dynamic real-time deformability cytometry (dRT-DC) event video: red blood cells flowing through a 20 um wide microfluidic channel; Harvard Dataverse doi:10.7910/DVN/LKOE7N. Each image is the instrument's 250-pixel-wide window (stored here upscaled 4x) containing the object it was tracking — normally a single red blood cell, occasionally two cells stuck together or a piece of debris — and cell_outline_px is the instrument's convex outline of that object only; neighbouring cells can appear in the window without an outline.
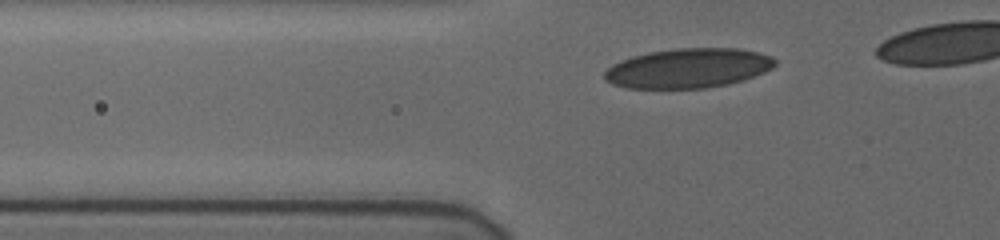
{"species": "human", "species_latin": "Homo sapiens", "temperature_condition": "cold", "stored_images_in_passage": 35, "camera_frame_rate_fps": 3000, "um_per_image_px": 0.085, "donor": {"sex": "female"}, "frame": {"image": 1, "passage_image": 5, "time_ms": 1.333, "image_size_px": [1000, 240], "cell_outline_px": [[776, 64], [772, 68], [764, 72], [744, 80], [728, 84], [704, 88], [628, 88], [612, 84], [604, 80], [604, 72], [612, 64], [620, 60], [632, 56], [648, 52], [676, 48], [740, 48], [772, 56], [776, 60]], "centroid_in_image_um": [58.49, 5.79], "position_along_channel_um": 67.3, "area_um2": 39.54}}
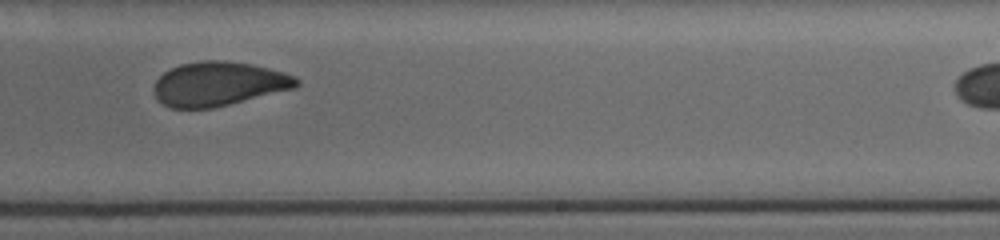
{"frame": {"image": 2, "passage_image": 22, "time_ms": 7.0, "image_size_px": [1000, 240], "cell_outline_px": [[300, 84], [296, 88], [212, 108], [168, 108], [156, 96], [152, 88], [156, 80], [164, 72], [180, 64], [204, 60], [224, 60], [252, 64], [284, 72], [296, 76], [300, 80]], "centroid_in_image_um": [18.6, 7.12], "position_along_channel_um": 270.4, "area_um2": 36.76}}
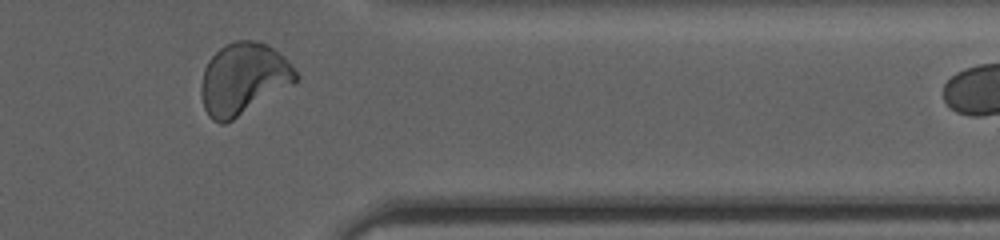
{"frame": {"image": 3, "passage_image": 32, "time_ms": 10.333, "image_size_px": [1000, 240], "cell_outline_px": [[300, 76], [296, 80], [232, 120], [224, 124], [220, 124], [212, 120], [208, 116], [204, 108], [200, 92], [200, 88], [204, 68], [208, 60], [224, 44], [236, 40], [252, 40], [268, 44], [284, 56], [288, 60]], "centroid_in_image_um": [20.64, 6.67], "position_along_channel_um": 390.8, "area_um2": 39.13}}